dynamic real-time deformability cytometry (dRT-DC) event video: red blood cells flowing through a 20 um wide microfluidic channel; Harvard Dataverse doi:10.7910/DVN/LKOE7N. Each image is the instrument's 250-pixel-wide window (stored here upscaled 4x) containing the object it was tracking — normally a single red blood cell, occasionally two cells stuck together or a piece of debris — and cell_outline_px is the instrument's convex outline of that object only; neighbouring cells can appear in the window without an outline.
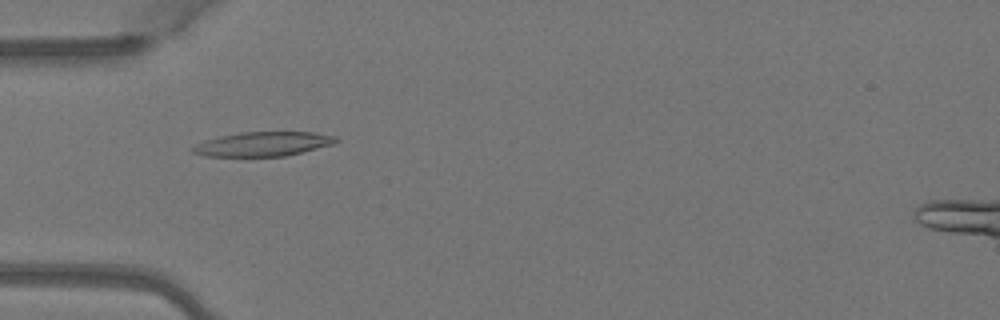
{"species": "Egyptian fruit bat (a non-hibernating species)", "species_latin": "Rousettus aegyptiacus", "temperature_condition": "warm", "stored_images_in_passage": 4, "camera_frame_rate_fps": 3000, "um_per_image_px": 0.085, "animal": {"sex": "female"}, "frame": {"image": 1, "passage_image": 2, "time_ms": 0.333, "image_size_px": [1000, 320], "cell_outline_px": [[340, 140], [332, 144], [284, 156], [204, 156], [192, 152], [192, 148], [196, 144], [204, 140], [220, 136], [240, 132], [312, 132], [336, 136]], "centroid_in_image_um": [22.33, 12.23], "position_along_channel_um": 62.7, "area_um2": 20.11}}
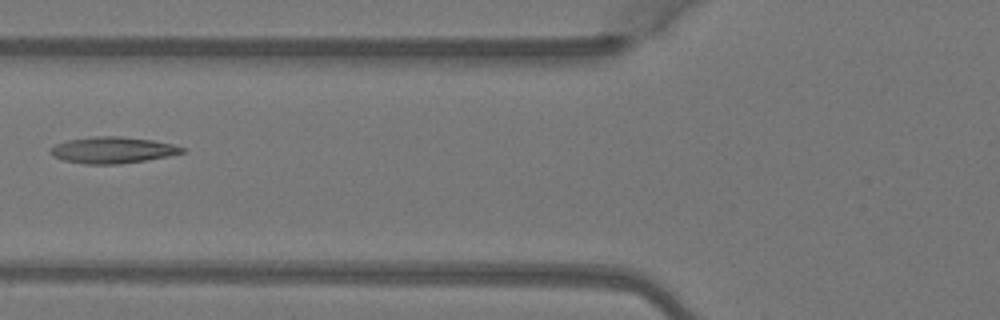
{"frame": {"image": 2, "passage_image": 3, "time_ms": 0.667, "image_size_px": [1000, 320], "cell_outline_px": [[184, 152], [168, 156], [144, 160], [116, 164], [84, 164], [64, 160], [52, 156], [48, 152], [56, 144], [68, 140], [88, 136], [120, 136], [152, 140], [172, 144], [184, 148]], "centroid_in_image_um": [9.52, 12.75], "position_along_channel_um": 116.3, "area_um2": 20.11}}
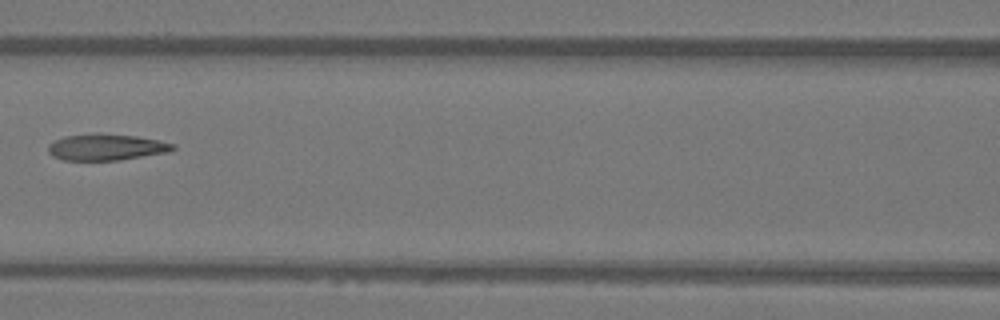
{"frame": {"image": 3, "passage_image": 4, "time_ms": 1.0, "image_size_px": [1000, 320], "cell_outline_px": [[176, 148], [168, 152], [120, 160], [64, 160], [52, 156], [48, 152], [48, 144], [64, 136], [96, 132], [136, 136], [176, 144]], "centroid_in_image_um": [9.01, 12.5], "position_along_channel_um": 157.6, "area_um2": 19.31}}